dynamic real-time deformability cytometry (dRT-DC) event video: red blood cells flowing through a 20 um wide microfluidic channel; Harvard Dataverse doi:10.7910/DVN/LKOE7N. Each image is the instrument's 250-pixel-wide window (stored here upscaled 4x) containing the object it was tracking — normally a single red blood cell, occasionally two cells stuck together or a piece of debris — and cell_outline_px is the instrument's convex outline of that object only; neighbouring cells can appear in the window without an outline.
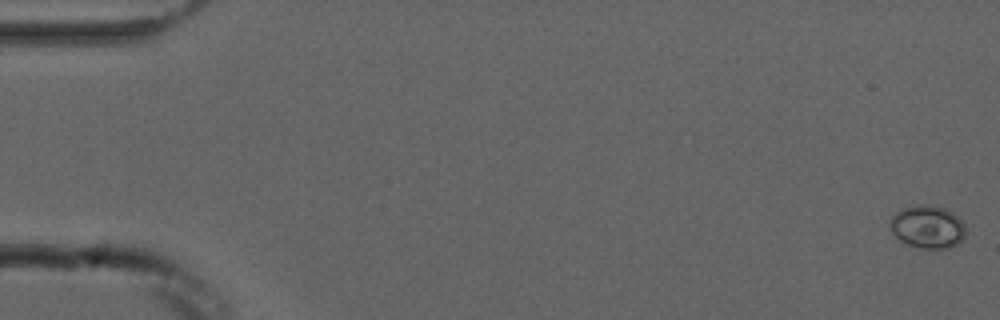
{"species": "common noctule bat (a hibernating species)", "species_latin": "Nyctalus noctula", "temperature_condition": "cold", "stored_images_in_passage": 6, "camera_frame_rate_fps": 3000, "um_per_image_px": 0.085, "animal": {"sex": "male", "forearm_length_mm": 52.5}, "frame": {"image": 1, "passage_image": 1, "time_ms": 0.0, "image_size_px": [1000, 320], "cell_outline_px": [[964, 236], [956, 244], [948, 248], [920, 248], [908, 244], [900, 240], [892, 232], [892, 216], [896, 212], [904, 208], [916, 204], [920, 204], [944, 208], [952, 212], [964, 224]], "centroid_in_image_um": [78.84, 19.28], "position_along_channel_um": 6.2, "area_um2": 18.38}}
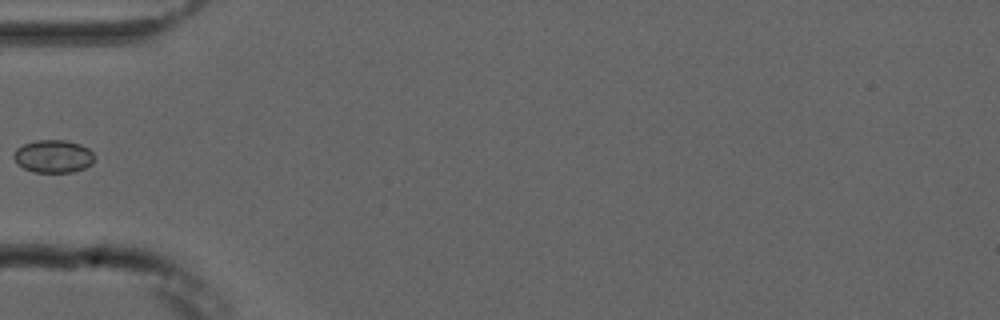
{"frame": {"image": 2, "passage_image": 5, "time_ms": 6.0, "image_size_px": [1000, 320], "cell_outline_px": [[92, 164], [84, 168], [72, 172], [36, 172], [24, 168], [16, 164], [12, 156], [16, 148], [24, 144], [36, 140], [64, 140], [80, 144], [88, 148], [92, 152]], "centroid_in_image_um": [4.49, 13.28], "position_along_channel_um": 80.5, "area_um2": 15.37}}
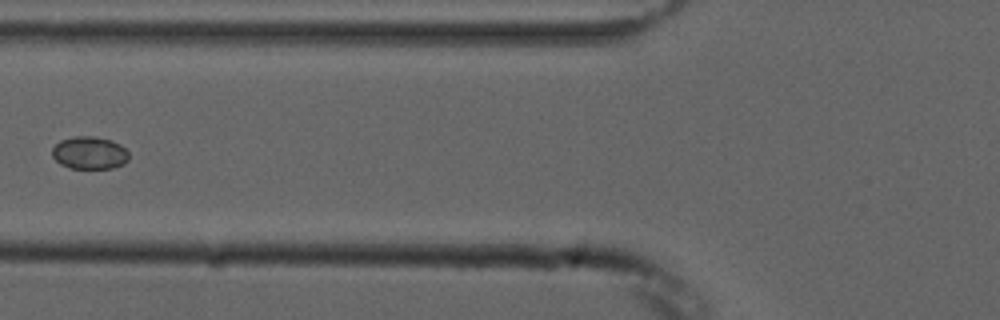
{"frame": {"image": 3, "passage_image": 6, "time_ms": 7.0, "image_size_px": [1000, 320], "cell_outline_px": [[128, 160], [124, 164], [112, 168], [68, 168], [60, 164], [52, 156], [52, 148], [60, 140], [76, 136], [96, 136], [112, 140], [120, 144], [128, 152]], "centroid_in_image_um": [7.61, 12.99], "position_along_channel_um": 118.2, "area_um2": 14.68}}